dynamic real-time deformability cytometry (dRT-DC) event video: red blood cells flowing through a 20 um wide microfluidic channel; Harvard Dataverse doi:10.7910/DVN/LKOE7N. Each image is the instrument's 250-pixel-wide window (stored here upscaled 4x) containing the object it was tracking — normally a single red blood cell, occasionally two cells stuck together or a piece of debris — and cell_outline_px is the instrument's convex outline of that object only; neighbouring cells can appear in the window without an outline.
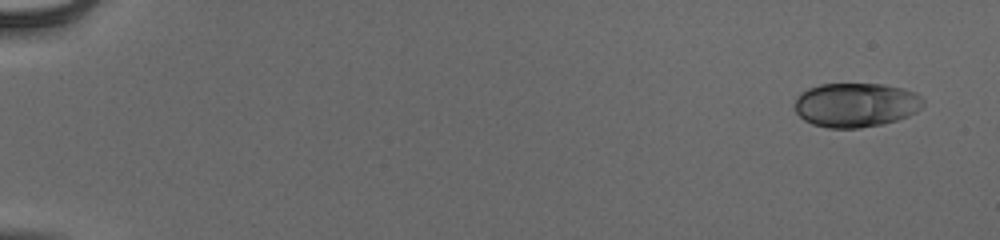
{"species": "human", "species_latin": "Homo sapiens", "temperature_condition": "cold", "stored_images_in_passage": 52, "camera_frame_rate_fps": 3000, "um_per_image_px": 0.085, "donor": {"sex": "male"}, "frame": {"image": 1, "passage_image": 1, "time_ms": 0.0, "image_size_px": [1000, 240], "cell_outline_px": [[924, 104], [916, 112], [908, 116], [884, 124], [860, 128], [828, 128], [812, 124], [804, 120], [796, 112], [796, 96], [800, 92], [808, 88], [820, 84], [884, 84], [904, 88], [916, 92], [924, 100]], "centroid_in_image_um": [72.76, 8.91], "position_along_channel_um": 12.2, "area_um2": 33.41}}
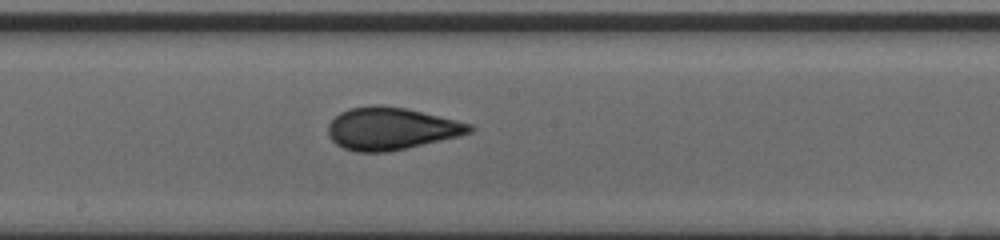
{"frame": {"image": 2, "passage_image": 30, "time_ms": 9.667, "image_size_px": [1000, 240], "cell_outline_px": [[476, 128], [472, 132], [460, 136], [388, 152], [356, 152], [344, 148], [336, 144], [328, 136], [328, 124], [340, 112], [348, 108], [372, 104], [376, 104], [408, 108], [472, 124]], "centroid_in_image_um": [33.25, 10.92], "position_along_channel_um": 215.0, "area_um2": 35.2}}
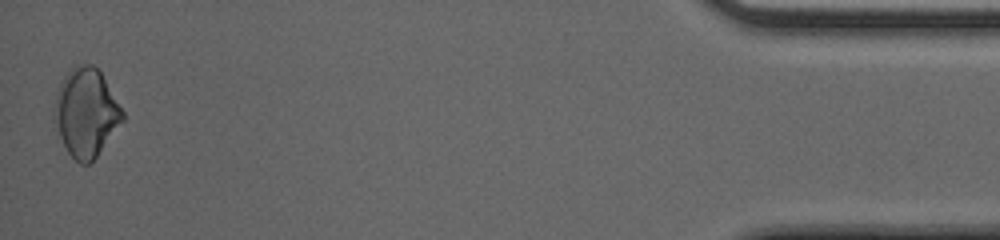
{"frame": {"image": 3, "passage_image": 52, "time_ms": 17.0, "image_size_px": [1000, 240], "cell_outline_px": [[124, 120], [96, 156], [88, 164], [80, 164], [68, 152], [60, 136], [52, 116], [56, 92], [68, 68], [72, 64], [92, 64], [100, 72], [124, 112]], "centroid_in_image_um": [7.29, 9.53], "position_along_channel_um": 427.9, "area_um2": 34.97}, "authors_computed_cell_mechanics": {"area_um2": 33.524, "velocity_mm_per_s": 3.9388, "shape_relaxation_time_tau1_ms": 6.0657, "shape_relaxation_time_tau2_ms": 0.8916, "deformation_change_tau1": 0.1278, "deformation_change_tau2": 0.0362}}